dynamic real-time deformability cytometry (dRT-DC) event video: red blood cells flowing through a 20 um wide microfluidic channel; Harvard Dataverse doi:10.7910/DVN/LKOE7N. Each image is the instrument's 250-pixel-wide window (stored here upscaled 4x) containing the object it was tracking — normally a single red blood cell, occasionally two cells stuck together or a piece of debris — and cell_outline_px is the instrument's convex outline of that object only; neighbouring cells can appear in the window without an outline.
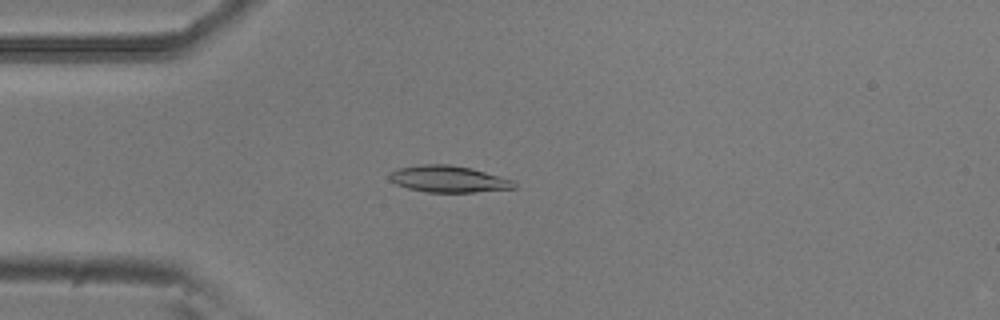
{"species": "common noctule bat (a hibernating species)", "species_latin": "Nyctalus noctula", "temperature_condition": "room temperature", "stored_images_in_passage": 4, "camera_frame_rate_fps": 3000, "um_per_image_px": 0.085, "animal": {"sex": "male", "body_mass_g": 20.5, "forearm_length_mm": 52.5}, "frame": {"image": 1, "passage_image": 4, "time_ms": 1.0, "image_size_px": [1000, 320], "cell_outline_px": [[516, 188], [476, 192], [428, 192], [408, 188], [396, 184], [388, 180], [388, 176], [392, 172], [400, 168], [420, 164], [448, 164], [468, 168], [500, 176], [512, 180], [516, 184]], "centroid_in_image_um": [38.1, 15.22], "position_along_channel_um": 46.9, "area_um2": 19.13}}